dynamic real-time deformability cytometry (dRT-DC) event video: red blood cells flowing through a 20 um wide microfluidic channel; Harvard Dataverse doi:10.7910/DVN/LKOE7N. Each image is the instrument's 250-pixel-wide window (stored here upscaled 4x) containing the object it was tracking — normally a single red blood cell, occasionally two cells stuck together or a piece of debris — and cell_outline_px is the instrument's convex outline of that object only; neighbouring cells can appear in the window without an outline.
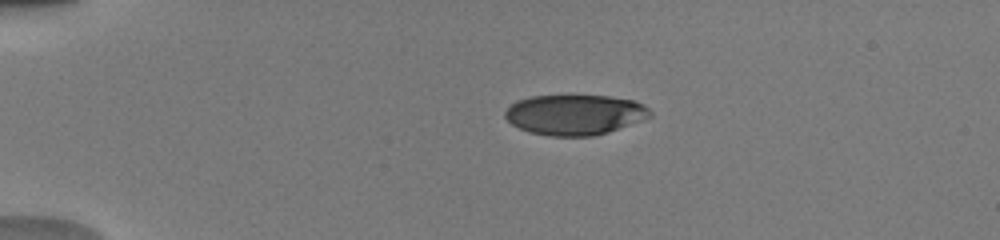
{"species": "human", "species_latin": "Homo sapiens", "temperature_condition": "warm", "stored_images_in_passage": 6, "camera_frame_rate_fps": 3000, "um_per_image_px": 0.085, "donor": {"sex": "male"}, "frame": {"image": 1, "passage_image": 1, "time_ms": 0.0, "image_size_px": [1000, 240], "cell_outline_px": [[652, 116], [608, 132], [592, 136], [548, 136], [528, 132], [512, 124], [504, 116], [504, 112], [516, 100], [532, 96], [608, 96], [632, 100], [644, 104], [652, 112]], "centroid_in_image_um": [48.85, 9.75], "position_along_channel_um": 36.2, "area_um2": 33.93}}
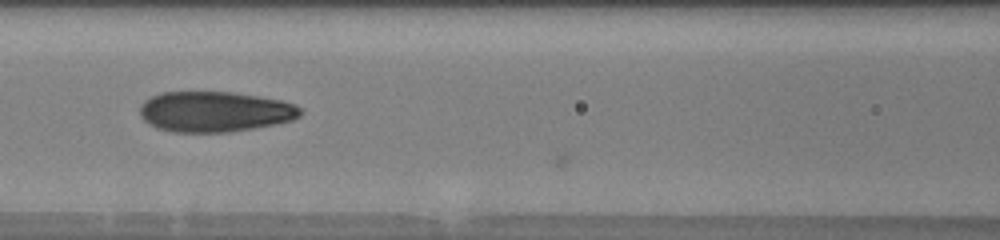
{"frame": {"image": 2, "passage_image": 6, "time_ms": 4.333, "image_size_px": [1000, 240], "cell_outline_px": [[300, 116], [292, 120], [276, 124], [256, 128], [228, 132], [172, 132], [156, 128], [148, 124], [140, 116], [140, 104], [144, 100], [160, 92], [232, 92], [280, 100], [296, 104], [300, 108]], "centroid_in_image_um": [18.22, 9.5], "position_along_channel_um": 148.4, "area_um2": 38.03}}